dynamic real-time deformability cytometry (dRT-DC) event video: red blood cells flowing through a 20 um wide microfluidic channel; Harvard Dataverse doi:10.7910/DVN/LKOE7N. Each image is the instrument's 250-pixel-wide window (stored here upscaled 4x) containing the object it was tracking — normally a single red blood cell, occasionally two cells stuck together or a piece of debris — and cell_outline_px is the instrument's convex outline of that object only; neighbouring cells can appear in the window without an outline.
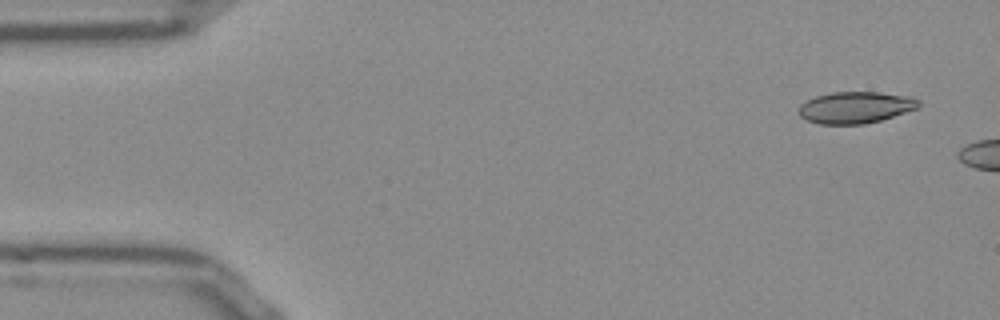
{"species": "Egyptian fruit bat (a non-hibernating species)", "species_latin": "Rousettus aegyptiacus", "temperature_condition": "room temperature", "stored_images_in_passage": 5, "camera_frame_rate_fps": 3000, "um_per_image_px": 0.085, "frame": {"image": 1, "passage_image": 1, "time_ms": 0.0, "image_size_px": [1000, 320], "cell_outline_px": [[920, 108], [880, 120], [864, 124], [820, 124], [808, 120], [800, 116], [800, 104], [816, 96], [832, 92], [880, 92], [912, 96], [920, 100]], "centroid_in_image_um": [72.78, 9.12], "position_along_channel_um": 12.2, "area_um2": 22.14}}